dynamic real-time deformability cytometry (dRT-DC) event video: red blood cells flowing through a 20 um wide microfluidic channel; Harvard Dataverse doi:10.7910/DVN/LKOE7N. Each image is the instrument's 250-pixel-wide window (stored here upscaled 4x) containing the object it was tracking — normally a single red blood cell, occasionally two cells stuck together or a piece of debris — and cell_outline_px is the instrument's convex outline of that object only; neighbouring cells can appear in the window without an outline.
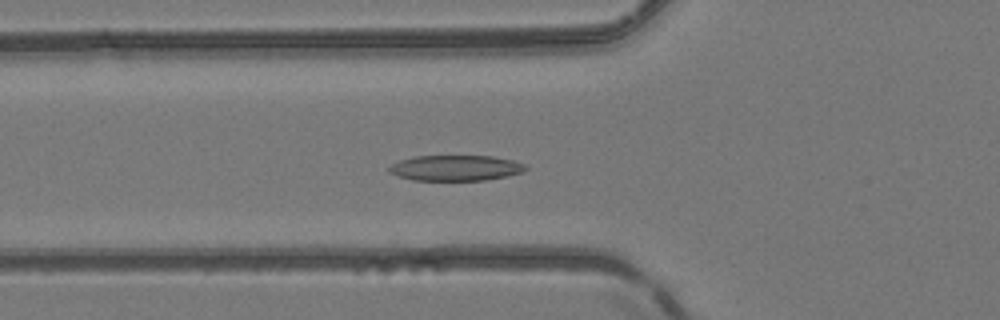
{"species": "common noctule bat (a hibernating species)", "species_latin": "Nyctalus noctula", "temperature_condition": "room temperature", "stored_images_in_passage": 36, "camera_frame_rate_fps": 3000, "um_per_image_px": 0.085, "animal": {"sex": "female", "body_mass_g": 24.6, "forearm_length_mm": 56.2}, "frame": {"image": 1, "passage_image": 4, "time_ms": 1.0, "image_size_px": [1000, 320], "cell_outline_px": [[528, 168], [520, 172], [508, 176], [484, 180], [412, 180], [388, 172], [388, 168], [392, 164], [400, 160], [416, 156], [492, 156], [512, 160], [524, 164]], "centroid_in_image_um": [38.72, 14.27], "position_along_channel_um": 87.1, "area_um2": 20.17}}
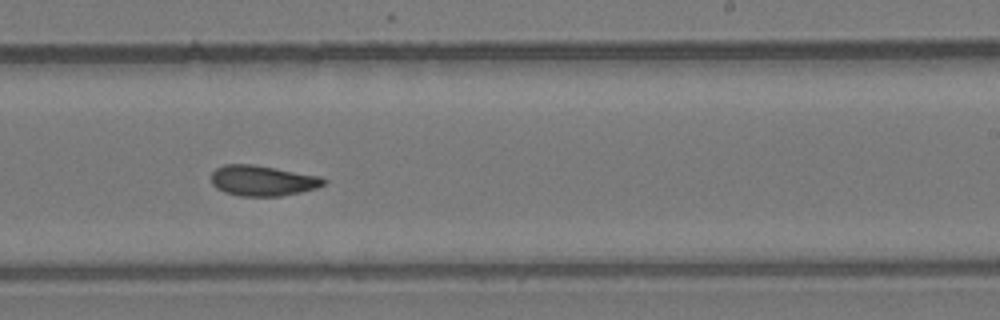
{"frame": {"image": 2, "passage_image": 17, "time_ms": 5.333, "image_size_px": [1000, 320], "cell_outline_px": [[328, 180], [324, 184], [316, 188], [300, 192], [280, 196], [240, 196], [224, 192], [216, 188], [212, 184], [212, 172], [216, 168], [224, 164], [252, 164], [320, 176]], "centroid_in_image_um": [22.31, 15.35], "position_along_channel_um": 266.7, "area_um2": 19.94}}
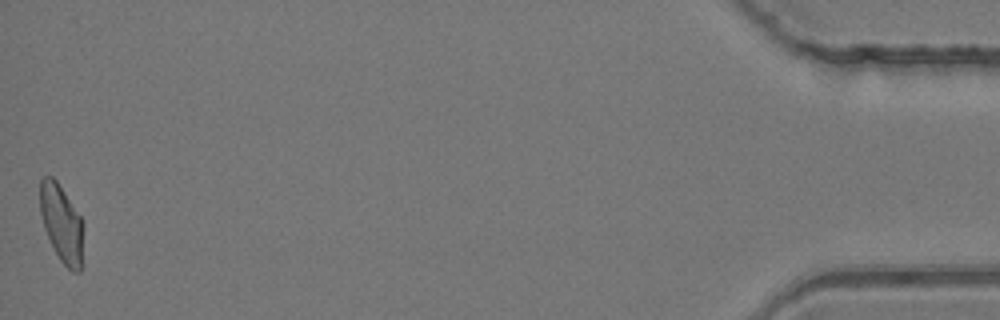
{"frame": {"image": 3, "passage_image": 36, "time_ms": 11.667, "image_size_px": [1000, 320], "cell_outline_px": [[80, 272], [72, 272], [60, 260], [44, 228], [40, 212], [40, 180], [44, 176], [52, 176], [56, 180], [80, 216]], "centroid_in_image_um": [5.17, 18.93], "position_along_channel_um": 430.0, "area_um2": 18.55}, "authors_computed_cell_mechanics": {"area_um2": 19.941, "velocity_mm_per_s": 4.1356, "shape_relaxation_time_tau1_ms": 6.9277, "shape_relaxation_time_tau2_ms": 3.3741, "deformation_change_tau1": 0.1859, "deformation_change_tau2": 0.105}}